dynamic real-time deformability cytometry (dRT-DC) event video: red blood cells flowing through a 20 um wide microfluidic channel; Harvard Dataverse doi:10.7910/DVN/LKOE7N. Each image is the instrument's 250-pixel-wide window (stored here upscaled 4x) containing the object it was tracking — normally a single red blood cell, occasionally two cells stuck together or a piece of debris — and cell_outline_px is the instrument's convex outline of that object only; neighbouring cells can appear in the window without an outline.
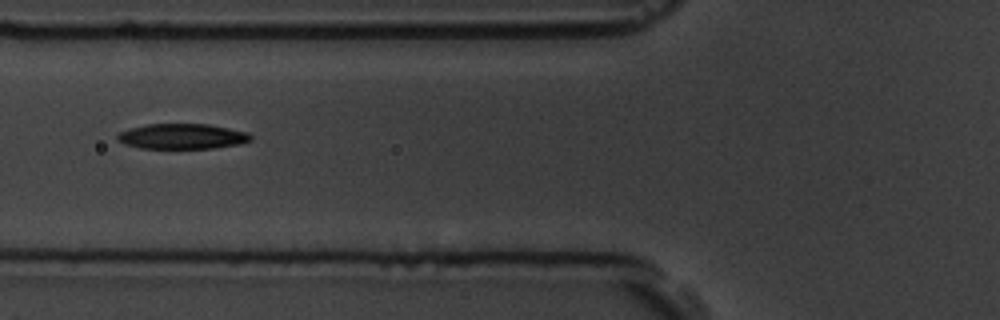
{"species": "common noctule bat (a hibernating species)", "species_latin": "Nyctalus noctula", "temperature_condition": "room temperature", "stored_images_in_passage": 5, "camera_frame_rate_fps": 3000, "um_per_image_px": 0.085, "animal": {"sex": "male", "body_mass_g": 19.5, "forearm_length_mm": 54.6}, "frame": {"image": 1, "passage_image": 2, "time_ms": 1.333, "image_size_px": [1000, 320], "cell_outline_px": [[252, 140], [240, 144], [212, 148], [140, 148], [124, 144], [116, 140], [116, 136], [120, 132], [128, 128], [148, 124], [208, 124], [248, 132], [252, 136]], "centroid_in_image_um": [15.47, 11.59], "position_along_channel_um": 110.3, "area_um2": 19.71}}
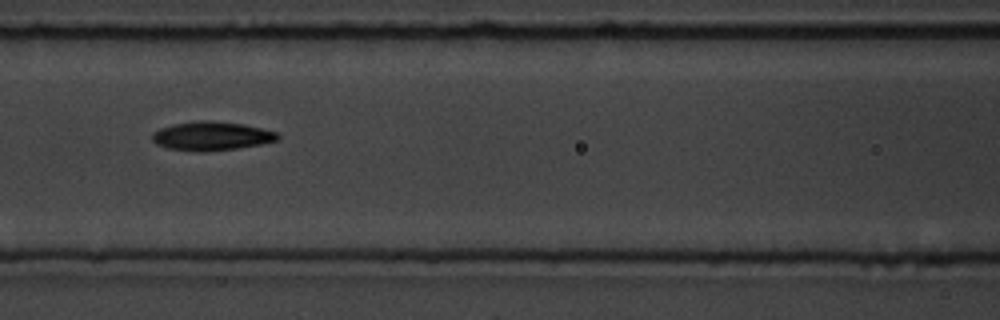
{"frame": {"image": 2, "passage_image": 3, "time_ms": 2.333, "image_size_px": [1000, 320], "cell_outline_px": [[280, 136], [276, 140], [260, 144], [236, 148], [168, 148], [156, 144], [152, 140], [152, 132], [160, 128], [172, 124], [196, 120], [208, 120], [244, 124], [276, 132]], "centroid_in_image_um": [17.97, 11.49], "position_along_channel_um": 148.6, "area_um2": 20.0}}
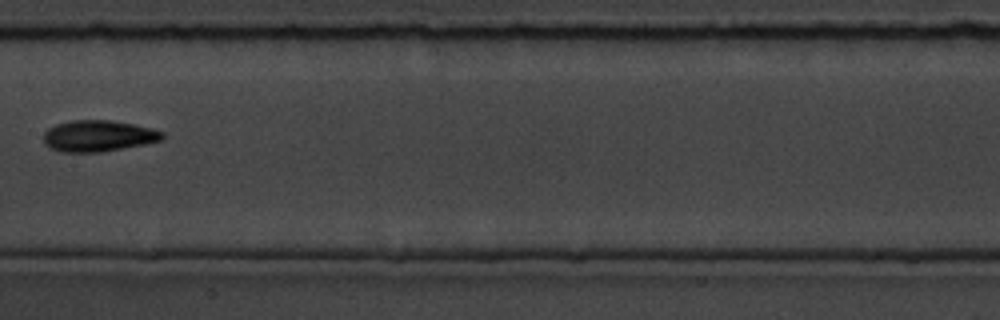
{"frame": {"image": 3, "passage_image": 4, "time_ms": 3.667, "image_size_px": [1000, 320], "cell_outline_px": [[164, 140], [144, 144], [100, 152], [60, 152], [48, 148], [44, 144], [44, 132], [48, 128], [56, 124], [72, 120], [112, 120], [152, 128], [164, 132]], "centroid_in_image_um": [8.34, 11.55], "position_along_channel_um": 199.1, "area_um2": 21.79}}